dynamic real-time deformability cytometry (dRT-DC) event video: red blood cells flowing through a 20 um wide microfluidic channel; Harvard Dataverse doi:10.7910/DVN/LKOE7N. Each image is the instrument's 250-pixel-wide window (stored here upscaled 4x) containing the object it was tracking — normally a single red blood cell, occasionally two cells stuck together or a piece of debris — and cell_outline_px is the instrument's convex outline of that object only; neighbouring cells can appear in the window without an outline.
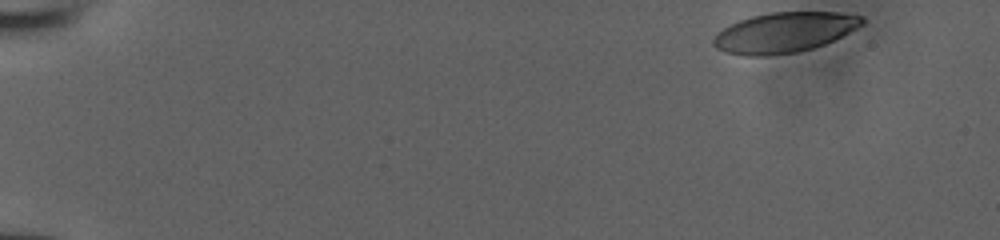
{"species": "human", "species_latin": "Homo sapiens", "temperature_condition": "room temperature", "stored_images_in_passage": 30, "camera_frame_rate_fps": 3000, "um_per_image_px": 0.085, "donor": {"sex": "male"}, "frame": {"image": 1, "passage_image": 1, "time_ms": 0.0, "image_size_px": [1000, 240], "cell_outline_px": [[864, 24], [824, 44], [812, 48], [796, 52], [768, 56], [748, 56], [724, 52], [716, 48], [712, 44], [712, 40], [716, 32], [740, 20], [752, 16], [772, 12], [836, 12], [864, 16]], "centroid_in_image_um": [66.63, 2.76], "position_along_channel_um": 18.4, "area_um2": 34.68}}
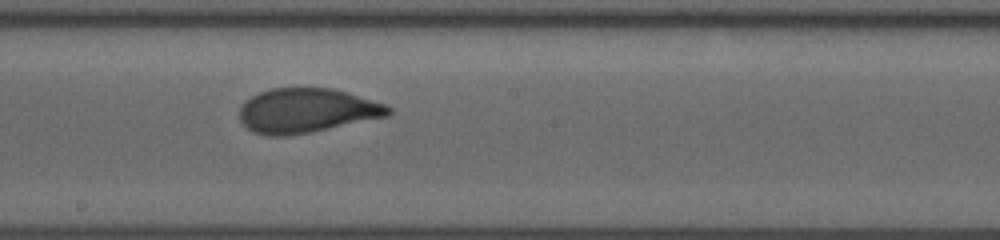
{"frame": {"image": 2, "passage_image": 18, "time_ms": 5.667, "image_size_px": [1000, 240], "cell_outline_px": [[392, 112], [388, 116], [308, 132], [284, 136], [268, 136], [252, 132], [240, 120], [240, 108], [244, 100], [260, 92], [272, 88], [332, 88], [348, 92], [384, 104], [392, 108]], "centroid_in_image_um": [26.05, 9.39], "position_along_channel_um": 222.2, "area_um2": 38.26}}
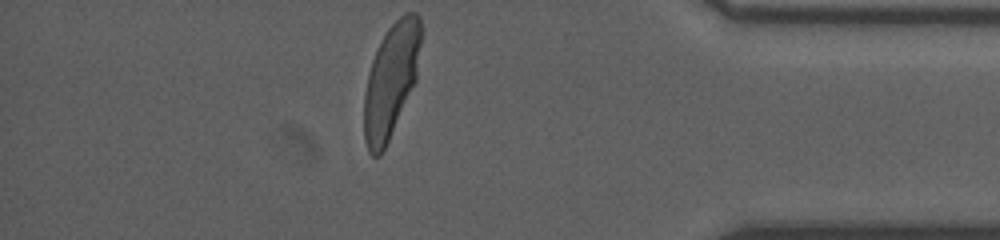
{"frame": {"image": 3, "passage_image": 30, "time_ms": 9.667, "image_size_px": [1000, 240], "cell_outline_px": [[420, 44], [416, 80], [388, 140], [380, 156], [372, 156], [368, 152], [364, 140], [364, 92], [368, 72], [372, 60], [388, 28], [404, 12], [416, 12], [420, 16]], "centroid_in_image_um": [33.21, 6.83], "position_along_channel_um": 402.0, "area_um2": 37.17}}